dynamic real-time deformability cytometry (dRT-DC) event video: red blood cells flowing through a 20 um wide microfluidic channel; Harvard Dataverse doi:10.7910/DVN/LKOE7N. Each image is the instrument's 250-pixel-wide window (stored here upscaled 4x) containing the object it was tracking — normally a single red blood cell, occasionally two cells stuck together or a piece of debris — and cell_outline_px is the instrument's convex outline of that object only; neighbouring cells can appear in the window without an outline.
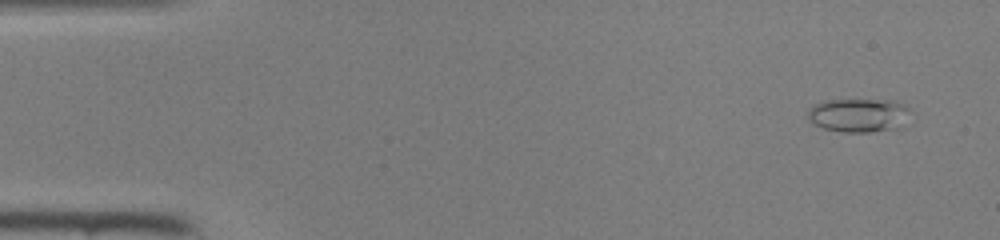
{"species": "common noctule bat (a hibernating species)", "species_latin": "Nyctalus noctula", "temperature_condition": "room temperature", "stored_images_in_passage": 46, "camera_frame_rate_fps": 3000, "um_per_image_px": 0.085, "animal": {"sex": "female", "body_mass_g": 22.0, "forearm_length_mm": 56.7}, "frame": {"image": 1, "passage_image": 3, "time_ms": 0.667, "image_size_px": [1000, 240], "cell_outline_px": [[908, 108], [900, 128], [872, 132], [840, 132], [824, 128], [812, 124], [808, 120], [808, 108], [816, 104], [828, 100], [892, 100], [904, 104]], "centroid_in_image_um": [72.92, 9.8], "position_along_channel_um": 12.1, "area_um2": 20.0}}
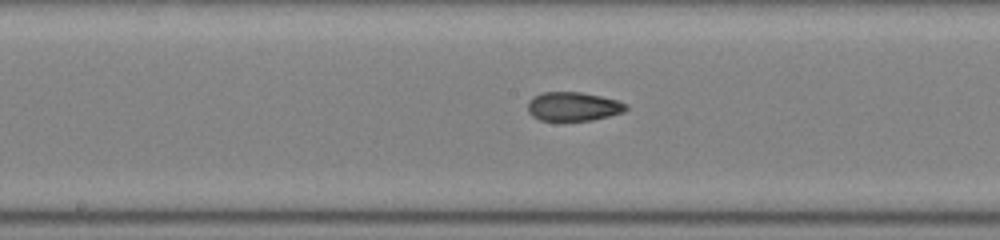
{"frame": {"image": 2, "passage_image": 24, "time_ms": 7.667, "image_size_px": [1000, 240], "cell_outline_px": [[628, 108], [624, 112], [592, 120], [540, 120], [532, 116], [528, 112], [528, 100], [532, 96], [544, 92], [580, 92], [600, 96], [616, 100], [628, 104]], "centroid_in_image_um": [48.71, 9.04], "position_along_channel_um": 199.5, "area_um2": 16.53}}
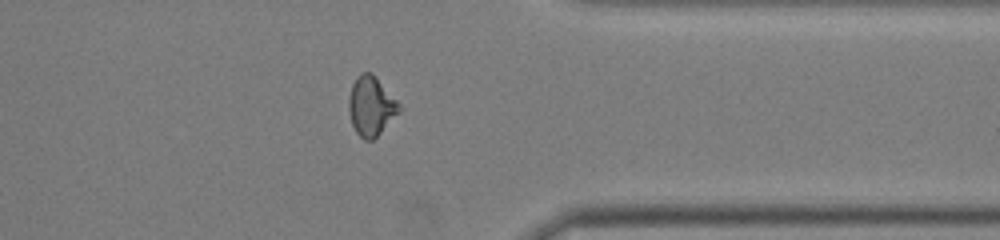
{"frame": {"image": 3, "passage_image": 37, "time_ms": 12.0, "image_size_px": [1000, 240], "cell_outline_px": [[404, 108], [372, 140], [364, 140], [356, 132], [352, 124], [348, 108], [348, 100], [352, 84], [356, 76], [360, 72], [372, 72]], "centroid_in_image_um": [31.55, 8.99], "position_along_channel_um": 379.9, "area_um2": 17.51}}